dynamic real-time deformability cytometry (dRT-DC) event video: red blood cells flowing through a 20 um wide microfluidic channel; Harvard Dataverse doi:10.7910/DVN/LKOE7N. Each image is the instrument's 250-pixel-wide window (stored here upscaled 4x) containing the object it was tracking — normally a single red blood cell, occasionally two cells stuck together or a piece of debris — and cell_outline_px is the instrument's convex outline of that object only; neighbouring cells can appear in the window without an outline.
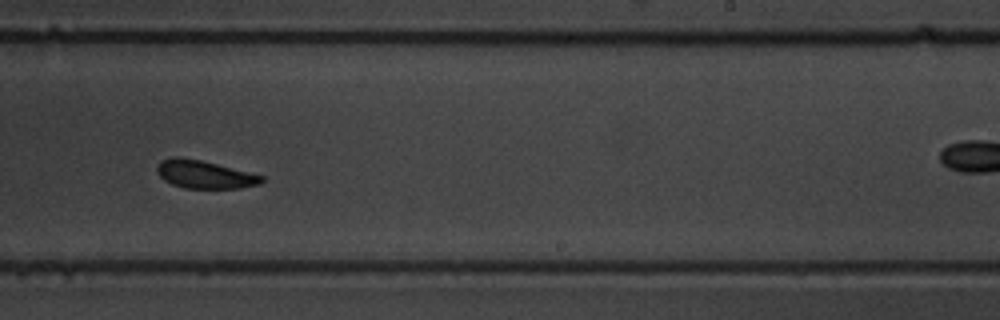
{"species": "common noctule bat (a hibernating species)", "species_latin": "Nyctalus noctula", "temperature_condition": "warm", "stored_images_in_passage": 16, "camera_frame_rate_fps": 3000, "um_per_image_px": 0.085, "animal": {"sex": "male", "body_mass_g": 19.5, "forearm_length_mm": 54.6}, "frame": {"image": 1, "passage_image": 10, "time_ms": 11.333, "image_size_px": [1000, 320], "cell_outline_px": [[264, 180], [260, 184], [240, 188], [184, 188], [172, 184], [164, 180], [156, 172], [156, 168], [160, 160], [172, 156], [180, 156], [200, 160], [264, 176]], "centroid_in_image_um": [17.34, 14.82], "position_along_channel_um": 271.7, "area_um2": 17.05}}
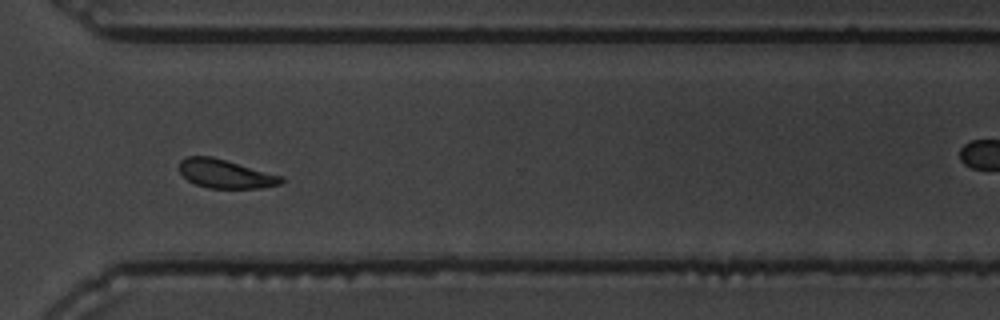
{"frame": {"image": 2, "passage_image": 12, "time_ms": 13.667, "image_size_px": [1000, 320], "cell_outline_px": [[284, 180], [280, 184], [260, 188], [208, 188], [196, 184], [188, 180], [180, 172], [180, 160], [188, 156], [212, 156], [284, 176]], "centroid_in_image_um": [19.18, 14.77], "position_along_channel_um": 351.4, "area_um2": 17.05}, "authors_computed_cell_mechanics": {"area_um2": 18.1203, "velocity_mm_per_s": 3.4073, "shape_relaxation_time_tau1_ms": 2.1168, "shape_relaxation_time_tau2_ms": 1.4447, "deformation_change_tau1": 0.0763, "deformation_change_tau2": 0.0625}}